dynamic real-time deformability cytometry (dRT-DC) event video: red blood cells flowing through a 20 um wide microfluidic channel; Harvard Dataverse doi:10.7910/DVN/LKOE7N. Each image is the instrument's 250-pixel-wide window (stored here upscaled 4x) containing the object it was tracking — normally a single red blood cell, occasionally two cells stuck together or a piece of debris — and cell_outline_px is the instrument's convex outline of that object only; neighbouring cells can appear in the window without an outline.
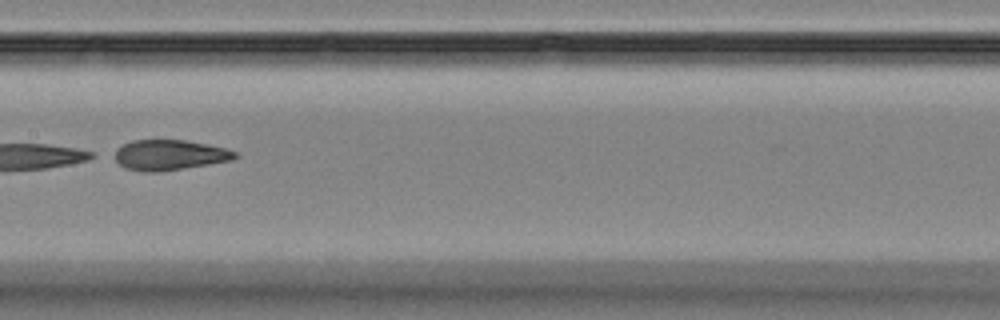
{"species": "Egyptian fruit bat (a non-hibernating species)", "species_latin": "Rousettus aegyptiacus", "temperature_condition": "room temperature", "stored_images_in_passage": 8, "camera_frame_rate_fps": 3000, "um_per_image_px": 0.085, "animal": {"sex": "female"}, "frame": {"image": 1, "passage_image": 6, "time_ms": 6.0, "image_size_px": [1000, 320], "cell_outline_px": [[240, 156], [232, 160], [184, 168], [156, 172], [144, 172], [124, 168], [108, 156], [108, 152], [132, 140], [184, 140], [224, 148], [236, 152]], "centroid_in_image_um": [14.27, 13.18], "position_along_channel_um": 193.1, "area_um2": 21.62}}
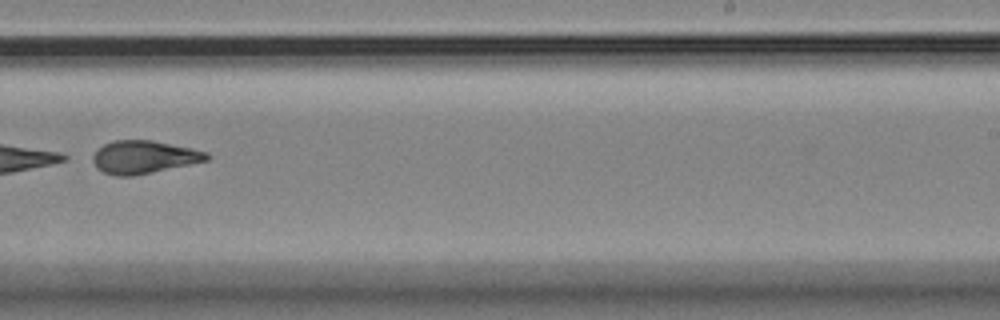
{"frame": {"image": 2, "passage_image": 8, "time_ms": 8.333, "image_size_px": [1000, 320], "cell_outline_px": [[212, 156], [208, 160], [152, 172], [132, 176], [116, 176], [104, 172], [96, 168], [92, 160], [92, 156], [104, 144], [112, 140], [152, 140], [192, 148], [208, 152]], "centroid_in_image_um": [12.24, 13.34], "position_along_channel_um": 276.8, "area_um2": 21.79}}